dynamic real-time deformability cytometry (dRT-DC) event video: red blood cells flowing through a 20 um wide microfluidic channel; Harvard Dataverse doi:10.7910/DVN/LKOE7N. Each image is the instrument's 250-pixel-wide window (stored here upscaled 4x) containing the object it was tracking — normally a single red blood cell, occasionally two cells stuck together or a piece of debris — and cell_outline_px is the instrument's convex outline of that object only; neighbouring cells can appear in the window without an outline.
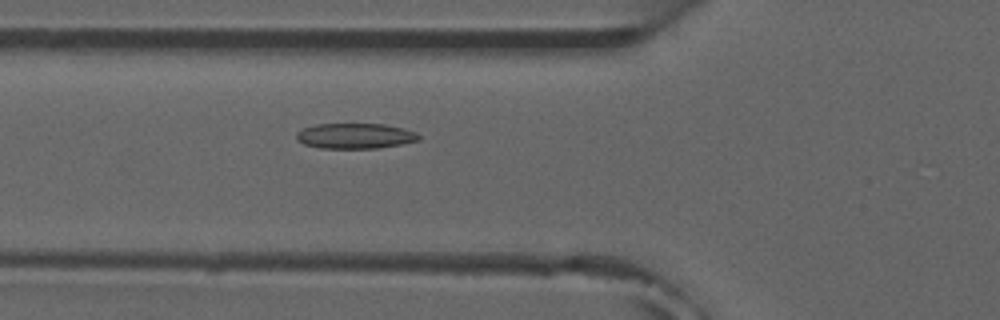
{"species": "common noctule bat (a hibernating species)", "species_latin": "Nyctalus noctula", "temperature_condition": "room temperature", "stored_images_in_passage": 5, "camera_frame_rate_fps": 3000, "um_per_image_px": 0.085, "animal": {"sex": "male", "forearm_length_mm": 52.5}, "frame": {"image": 1, "passage_image": 5, "time_ms": 5.333, "image_size_px": [1000, 320], "cell_outline_px": [[420, 140], [400, 144], [376, 148], [320, 148], [304, 144], [296, 140], [296, 132], [304, 128], [316, 124], [384, 124], [404, 128], [416, 132], [420, 136]], "centroid_in_image_um": [30.18, 11.55], "position_along_channel_um": 95.6, "area_um2": 18.09}}